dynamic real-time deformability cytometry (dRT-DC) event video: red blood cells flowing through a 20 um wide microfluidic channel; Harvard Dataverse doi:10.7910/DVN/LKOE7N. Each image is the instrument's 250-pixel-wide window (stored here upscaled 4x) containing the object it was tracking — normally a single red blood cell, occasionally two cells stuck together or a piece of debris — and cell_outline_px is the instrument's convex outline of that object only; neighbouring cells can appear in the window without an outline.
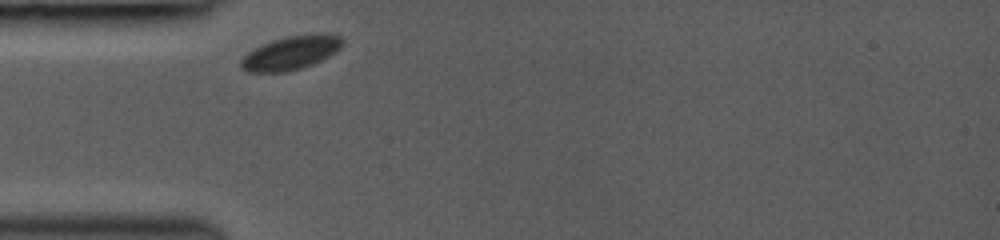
{"species": "common noctule bat (a hibernating species)", "species_latin": "Nyctalus noctula", "temperature_condition": "room temperature", "stored_images_in_passage": 31, "camera_frame_rate_fps": 3000, "um_per_image_px": 0.085, "animal": {"sex": "female", "body_mass_g": 19.0, "forearm_length_mm": 53.3}, "frame": {"image": 1, "passage_image": 1, "time_ms": 0.0, "image_size_px": [1000, 240], "cell_outline_px": [[344, 44], [340, 48], [328, 56], [312, 64], [300, 68], [284, 72], [248, 72], [240, 68], [240, 60], [248, 52], [272, 40], [288, 36], [340, 36], [344, 40]], "centroid_in_image_um": [24.65, 4.54], "position_along_channel_um": 60.3, "area_um2": 19.13}}
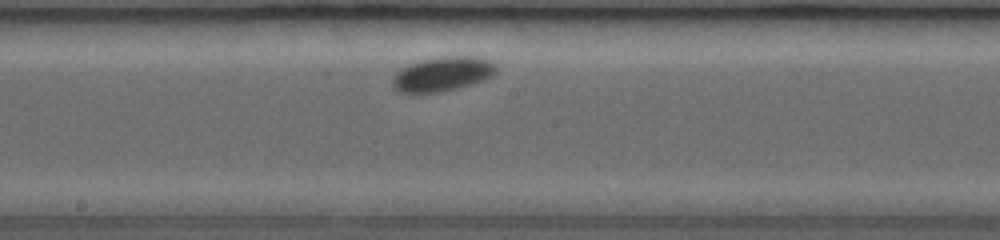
{"frame": {"image": 2, "passage_image": 13, "time_ms": 4.0, "image_size_px": [1000, 240], "cell_outline_px": [[496, 72], [492, 76], [484, 80], [456, 88], [440, 92], [396, 92], [392, 88], [392, 76], [396, 72], [408, 64], [420, 60], [440, 56], [480, 56], [492, 60], [496, 64]], "centroid_in_image_um": [37.61, 6.27], "position_along_channel_um": 210.6, "area_um2": 21.1}}
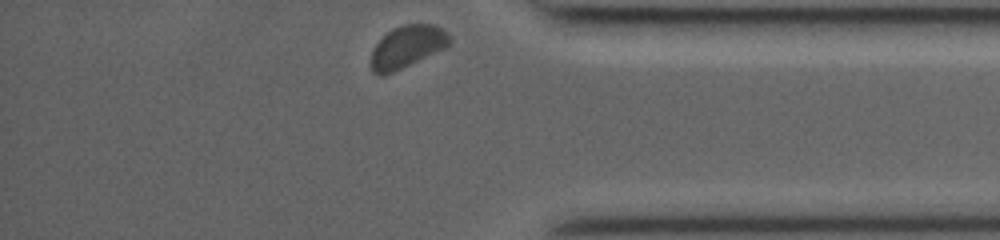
{"frame": {"image": 3, "passage_image": 31, "time_ms": 9.0, "image_size_px": [1000, 240], "cell_outline_px": [[452, 40], [444, 48], [392, 72], [380, 76], [372, 72], [372, 52], [376, 44], [392, 28], [404, 24], [432, 24], [444, 28], [452, 36]], "centroid_in_image_um": [34.64, 3.94], "position_along_channel_um": 400.6, "area_um2": 19.02}, "authors_computed_cell_mechanics": {"area_um2": 19.9988, "velocity_mm_per_s": 3.8677, "shape_relaxation_time_tau1_ms": 0.9295, "shape_relaxation_time_tau2_ms": null, "deformation_change_tau1": 0.0245, "deformation_change_tau2": null}}